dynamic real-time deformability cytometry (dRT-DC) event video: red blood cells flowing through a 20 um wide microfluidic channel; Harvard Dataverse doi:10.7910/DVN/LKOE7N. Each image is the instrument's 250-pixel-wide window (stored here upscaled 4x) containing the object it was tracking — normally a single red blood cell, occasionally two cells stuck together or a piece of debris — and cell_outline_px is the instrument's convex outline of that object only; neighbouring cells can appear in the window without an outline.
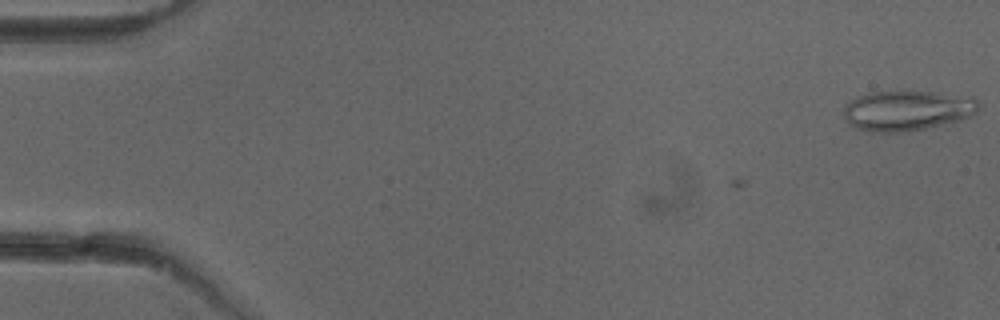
{"species": "common noctule bat (a hibernating species)", "species_latin": "Nyctalus noctula", "temperature_condition": "cold", "stored_images_in_passage": 3, "camera_frame_rate_fps": 3000, "um_per_image_px": 0.085, "animal": {"sex": "female"}, "frame": {"image": 1, "passage_image": 3, "time_ms": 0.667, "image_size_px": [1000, 320], "cell_outline_px": [[980, 108], [976, 112], [960, 120], [924, 128], [896, 132], [872, 132], [856, 128], [848, 124], [844, 120], [844, 104], [856, 96], [872, 92], [936, 92], [972, 96], [980, 104]], "centroid_in_image_um": [77.08, 9.39], "position_along_channel_um": 7.9, "area_um2": 31.56}}